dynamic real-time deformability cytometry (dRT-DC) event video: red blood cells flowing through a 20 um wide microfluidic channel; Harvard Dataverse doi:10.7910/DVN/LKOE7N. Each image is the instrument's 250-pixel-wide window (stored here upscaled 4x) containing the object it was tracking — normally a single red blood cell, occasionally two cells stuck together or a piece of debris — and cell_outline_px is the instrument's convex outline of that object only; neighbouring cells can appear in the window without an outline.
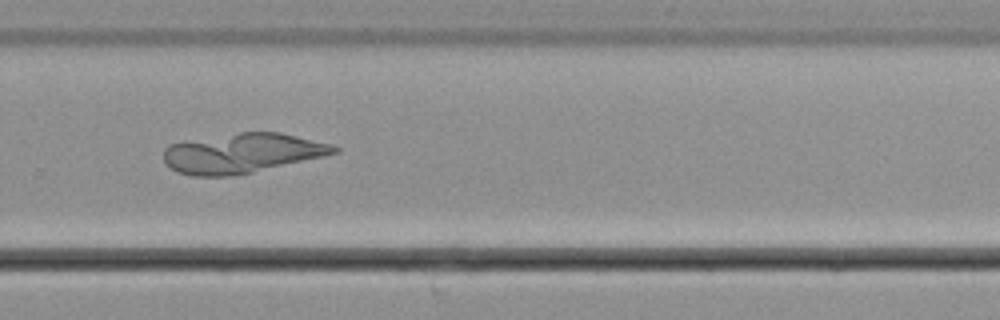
{"species": "common noctule bat (a hibernating species)", "species_latin": "Nyctalus noctula", "temperature_condition": "cold", "stored_images_in_passage": 44, "camera_frame_rate_fps": 3000, "um_per_image_px": 0.085, "animal": {"sex": "male", "body_mass_g": 21.5, "forearm_length_mm": 52.0}, "frame": {"image": 1, "passage_image": 26, "time_ms": 8.333, "image_size_px": [1000, 320], "cell_outline_px": [[340, 152], [324, 156], [252, 172], [228, 176], [192, 176], [176, 172], [164, 160], [164, 148], [168, 144], [184, 140], [240, 132], [280, 132], [332, 144], [340, 148]], "centroid_in_image_um": [20.57, 13.01], "position_along_channel_um": 309.2, "area_um2": 39.48}}
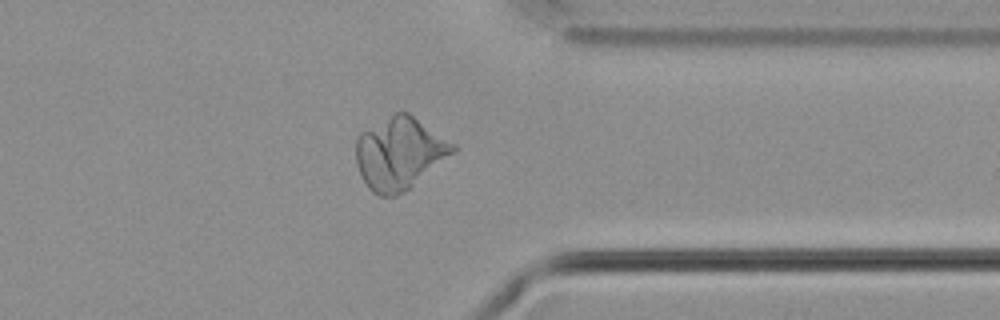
{"frame": {"image": 2, "passage_image": 32, "time_ms": 10.333, "image_size_px": [1000, 320], "cell_outline_px": [[456, 152], [404, 192], [396, 196], [380, 196], [372, 192], [368, 188], [360, 176], [356, 164], [356, 140], [360, 132], [396, 112], [408, 112], [456, 144]], "centroid_in_image_um": [33.95, 13.04], "position_along_channel_um": 377.4, "area_um2": 40.86}}